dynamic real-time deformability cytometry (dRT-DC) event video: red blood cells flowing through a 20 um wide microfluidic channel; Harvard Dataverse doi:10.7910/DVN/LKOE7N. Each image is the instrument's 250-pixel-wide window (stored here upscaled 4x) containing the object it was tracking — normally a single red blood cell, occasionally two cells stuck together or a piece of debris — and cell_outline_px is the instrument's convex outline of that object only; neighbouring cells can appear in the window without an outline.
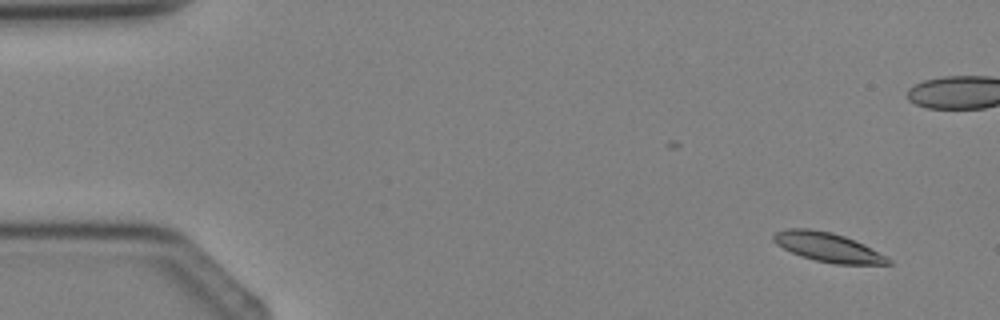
{"species": "Egyptian fruit bat (a non-hibernating species)", "species_latin": "Rousettus aegyptiacus", "temperature_condition": "cold", "stored_images_in_passage": 5, "segment_of_instrument_passage": [2, 2], "camera_frame_rate_fps": 3000, "um_per_image_px": 0.085, "animal": {"sex": "female"}, "frame": {"image": 1, "passage_image": 5, "time_ms": 4.667, "image_size_px": [1000, 320], "cell_outline_px": [[892, 264], [832, 264], [800, 256], [776, 244], [772, 240], [772, 236], [776, 232], [788, 228], [808, 228], [832, 232], [844, 236], [864, 244], [892, 260]], "centroid_in_image_um": [70.35, 21.01], "position_along_channel_um": 14.7, "area_um2": 19.42}}